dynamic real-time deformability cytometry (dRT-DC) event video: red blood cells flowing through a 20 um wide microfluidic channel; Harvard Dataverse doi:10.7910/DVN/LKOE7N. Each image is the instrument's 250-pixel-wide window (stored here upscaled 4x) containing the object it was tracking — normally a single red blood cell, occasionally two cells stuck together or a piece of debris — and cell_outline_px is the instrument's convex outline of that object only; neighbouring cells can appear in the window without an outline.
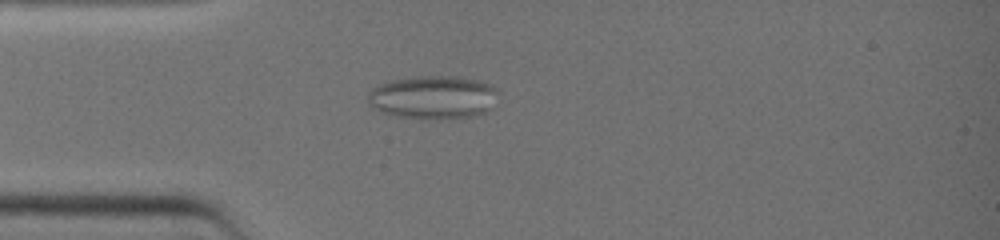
{"species": "common noctule bat (a hibernating species)", "species_latin": "Nyctalus noctula", "temperature_condition": "warm", "stored_images_in_passage": 12, "camera_frame_rate_fps": 3000, "um_per_image_px": 0.085, "animal": {"sex": "female", "body_mass_g": 19.0, "forearm_length_mm": 51.5}, "frame": {"image": 1, "passage_image": 11, "time_ms": 3.333, "image_size_px": [1000, 240], "cell_outline_px": [[500, 100], [488, 112], [476, 116], [424, 120], [396, 116], [380, 112], [372, 108], [368, 104], [368, 92], [372, 88], [380, 84], [392, 80], [416, 76], [460, 76], [480, 80], [496, 88], [500, 92]], "centroid_in_image_um": [36.88, 8.28], "position_along_channel_um": 48.1, "area_um2": 33.93}}